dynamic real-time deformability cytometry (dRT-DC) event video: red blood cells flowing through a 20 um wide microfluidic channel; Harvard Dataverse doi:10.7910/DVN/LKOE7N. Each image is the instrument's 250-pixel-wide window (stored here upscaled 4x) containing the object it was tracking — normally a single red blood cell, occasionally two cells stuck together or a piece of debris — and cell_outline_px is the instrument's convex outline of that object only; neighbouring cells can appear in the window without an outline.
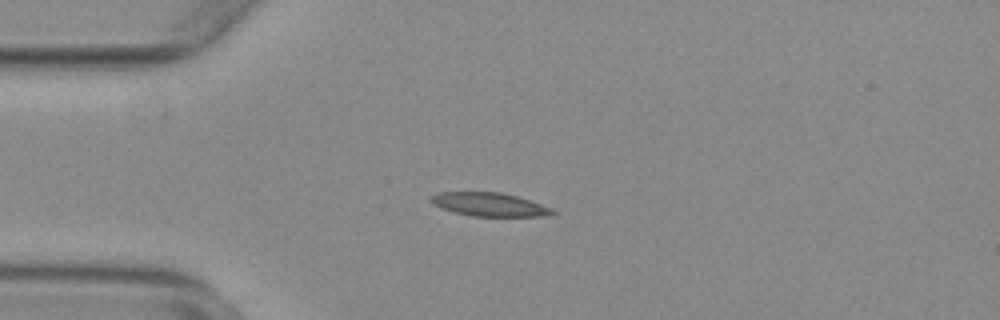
{"species": "common noctule bat (a hibernating species)", "species_latin": "Nyctalus noctula", "temperature_condition": "warm", "stored_images_in_passage": 48, "camera_frame_rate_fps": 3000, "um_per_image_px": 0.085, "animal": {"sex": "female", "body_mass_g": 29.2, "forearm_length_mm": 56.3}, "frame": {"image": 1, "passage_image": 13, "time_ms": 4.0, "image_size_px": [1000, 320], "cell_outline_px": [[556, 212], [540, 216], [472, 216], [440, 208], [428, 200], [428, 196], [440, 192], [500, 192], [516, 196], [552, 208]], "centroid_in_image_um": [41.51, 17.37], "position_along_channel_um": 43.5, "area_um2": 16.47}}
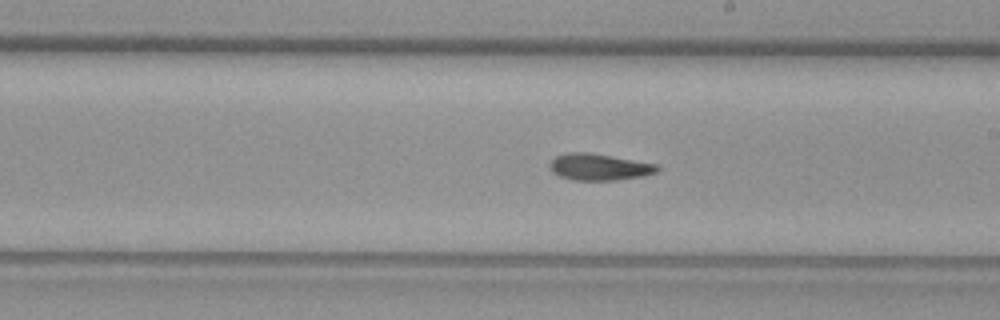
{"frame": {"image": 2, "passage_image": 30, "time_ms": 9.667, "image_size_px": [1000, 320], "cell_outline_px": [[660, 168], [656, 172], [644, 176], [616, 180], [572, 180], [560, 176], [552, 172], [548, 164], [556, 156], [568, 152], [588, 152], [656, 164]], "centroid_in_image_um": [50.9, 14.2], "position_along_channel_um": 238.1, "area_um2": 16.59}}
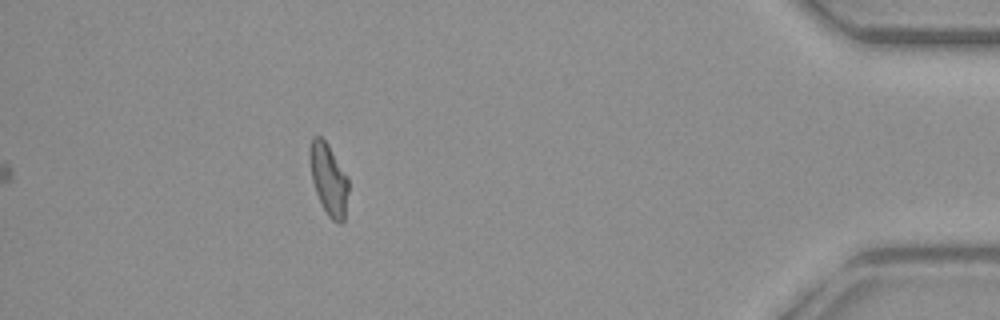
{"frame": {"image": 3, "passage_image": 48, "time_ms": 15.667, "image_size_px": [1000, 320], "cell_outline_px": [[348, 192], [344, 220], [340, 224], [332, 220], [328, 216], [320, 204], [312, 180], [308, 156], [312, 136], [320, 136], [328, 144], [348, 176]], "centroid_in_image_um": [27.92, 15.24], "position_along_channel_um": 407.3, "area_um2": 16.3}, "authors_computed_cell_mechanics": {"area_um2": 16.4441, "velocity_mm_per_s": 3.7834, "shape_relaxation_time_tau1_ms": null, "shape_relaxation_time_tau2_ms": 6.9627, "deformation_change_tau1": null, "deformation_change_tau2": 0.1439}}